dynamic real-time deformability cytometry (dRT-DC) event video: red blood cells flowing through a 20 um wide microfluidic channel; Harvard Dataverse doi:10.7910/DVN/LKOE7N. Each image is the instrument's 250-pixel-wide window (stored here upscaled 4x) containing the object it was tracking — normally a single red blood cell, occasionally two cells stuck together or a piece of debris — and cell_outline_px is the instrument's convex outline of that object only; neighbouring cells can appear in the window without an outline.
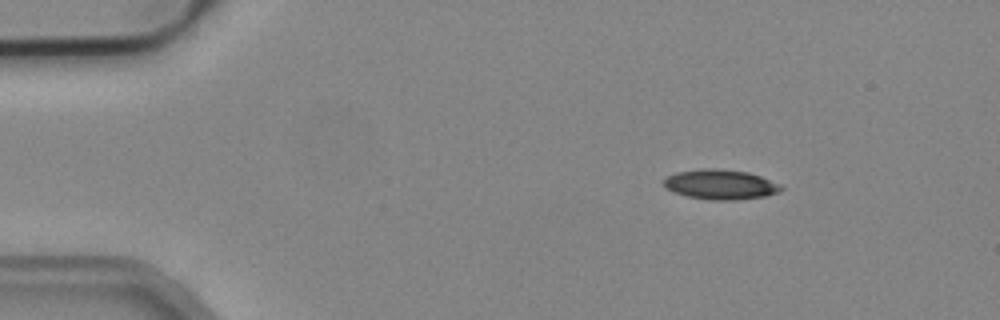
{"species": "common noctule bat (a hibernating species)", "species_latin": "Nyctalus noctula", "temperature_condition": "cold", "stored_images_in_passage": 47, "camera_frame_rate_fps": 3000, "um_per_image_px": 0.085, "animal": {"sex": "male", "body_mass_g": 19.2, "forearm_length_mm": 51.8}, "frame": {"image": 1, "passage_image": 2, "time_ms": 0.333, "image_size_px": [1000, 320], "cell_outline_px": [[784, 188], [780, 192], [764, 196], [736, 200], [712, 200], [688, 196], [676, 192], [668, 188], [664, 184], [664, 180], [668, 176], [676, 172], [700, 168], [716, 168], [748, 172], [760, 176], [780, 184]], "centroid_in_image_um": [61.28, 15.67], "position_along_channel_um": 23.7, "area_um2": 20.29}}
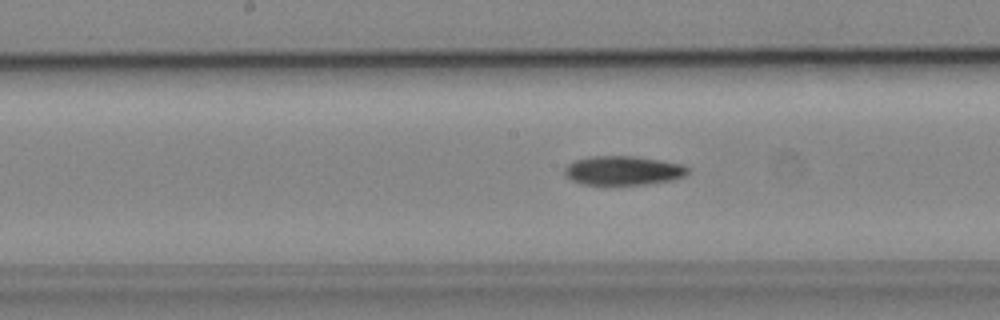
{"frame": {"image": 2, "passage_image": 21, "time_ms": 6.667, "image_size_px": [1000, 320], "cell_outline_px": [[688, 172], [684, 176], [672, 180], [644, 184], [580, 184], [572, 180], [564, 172], [564, 168], [568, 164], [576, 160], [592, 156], [632, 156], [680, 164], [688, 168]], "centroid_in_image_um": [52.93, 14.5], "position_along_channel_um": 195.3, "area_um2": 20.46}}
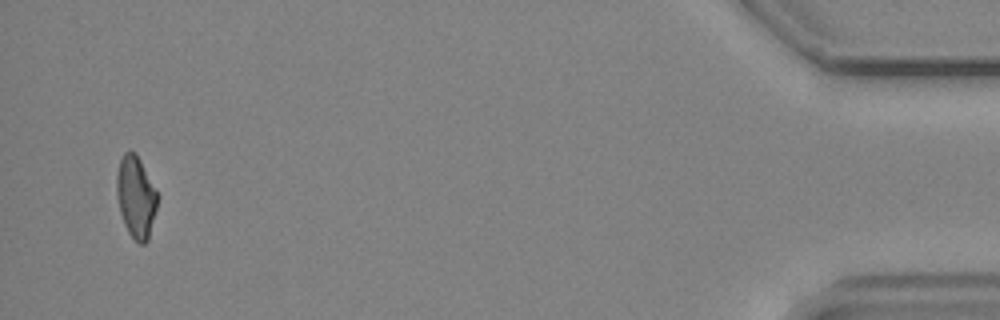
{"frame": {"image": 3, "passage_image": 45, "time_ms": 14.667, "image_size_px": [1000, 320], "cell_outline_px": [[156, 208], [148, 240], [144, 244], [140, 244], [128, 232], [124, 224], [120, 212], [116, 192], [116, 172], [120, 160], [124, 152], [136, 152], [156, 188]], "centroid_in_image_um": [11.53, 16.71], "position_along_channel_um": 423.7, "area_um2": 19.31}}